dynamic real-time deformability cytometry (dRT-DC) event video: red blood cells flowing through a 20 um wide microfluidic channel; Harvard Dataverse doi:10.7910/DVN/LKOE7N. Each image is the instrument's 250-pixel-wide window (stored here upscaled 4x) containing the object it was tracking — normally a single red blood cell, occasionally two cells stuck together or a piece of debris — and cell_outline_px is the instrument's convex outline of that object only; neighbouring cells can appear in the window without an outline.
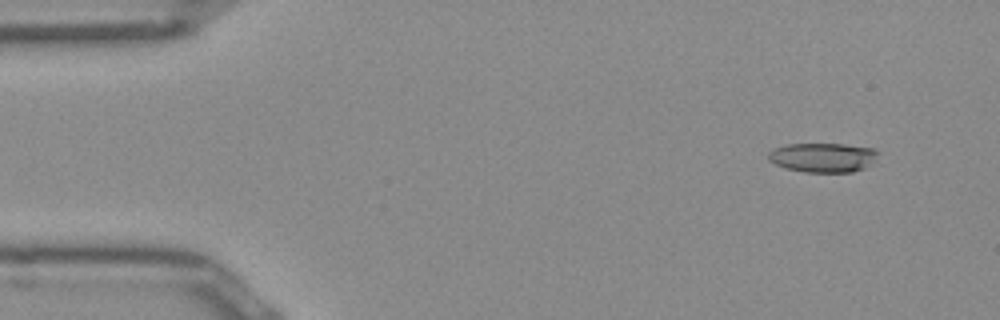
{"species": "Egyptian fruit bat (a non-hibernating species)", "species_latin": "Rousettus aegyptiacus", "temperature_condition": "room temperature", "stored_images_in_passage": 52, "camera_frame_rate_fps": 3000, "um_per_image_px": 0.085, "frame": {"image": 1, "passage_image": 5, "time_ms": 1.333, "image_size_px": [1000, 320], "cell_outline_px": [[880, 152], [876, 160], [872, 164], [864, 168], [852, 172], [804, 172], [784, 168], [768, 160], [768, 152], [784, 144], [844, 144], [872, 148]], "centroid_in_image_um": [69.97, 13.39], "position_along_channel_um": 15.0, "area_um2": 18.96}}
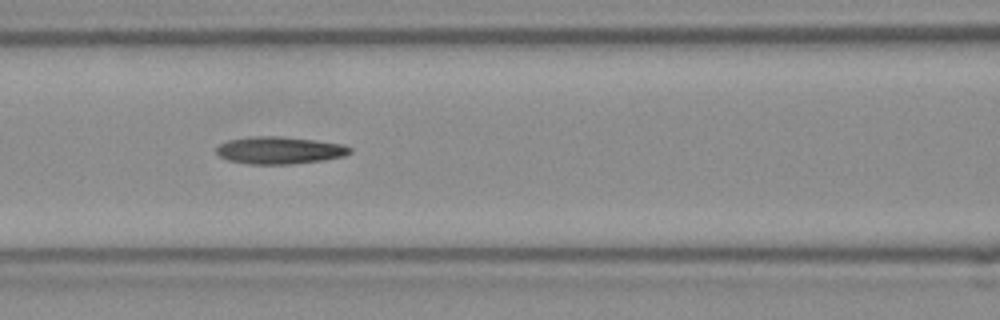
{"frame": {"image": 2, "passage_image": 22, "time_ms": 7.0, "image_size_px": [1000, 320], "cell_outline_px": [[352, 152], [344, 156], [324, 160], [292, 164], [248, 164], [228, 160], [220, 156], [216, 152], [216, 148], [220, 144], [228, 140], [252, 136], [280, 136], [344, 144], [352, 148]], "centroid_in_image_um": [23.77, 12.78], "position_along_channel_um": 142.8, "area_um2": 21.27}}
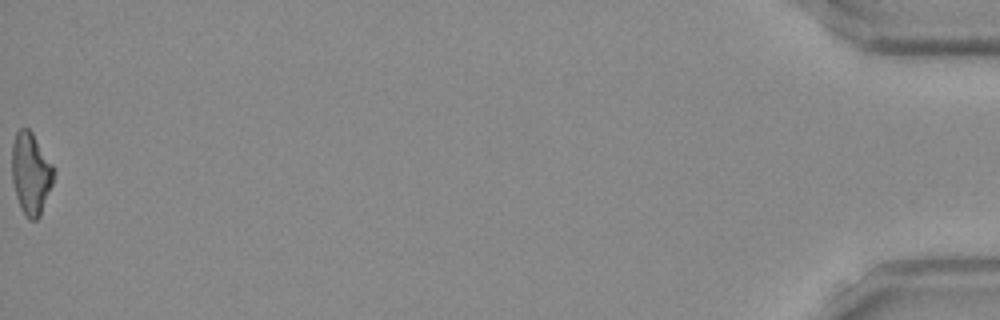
{"frame": {"image": 3, "passage_image": 52, "time_ms": 17.0, "image_size_px": [1000, 320], "cell_outline_px": [[56, 172], [52, 184], [40, 216], [36, 220], [28, 220], [20, 208], [16, 196], [12, 180], [12, 144], [16, 132], [20, 128], [28, 128], [32, 132], [56, 168]], "centroid_in_image_um": [2.63, 14.74], "position_along_channel_um": 432.6, "area_um2": 20.23}}